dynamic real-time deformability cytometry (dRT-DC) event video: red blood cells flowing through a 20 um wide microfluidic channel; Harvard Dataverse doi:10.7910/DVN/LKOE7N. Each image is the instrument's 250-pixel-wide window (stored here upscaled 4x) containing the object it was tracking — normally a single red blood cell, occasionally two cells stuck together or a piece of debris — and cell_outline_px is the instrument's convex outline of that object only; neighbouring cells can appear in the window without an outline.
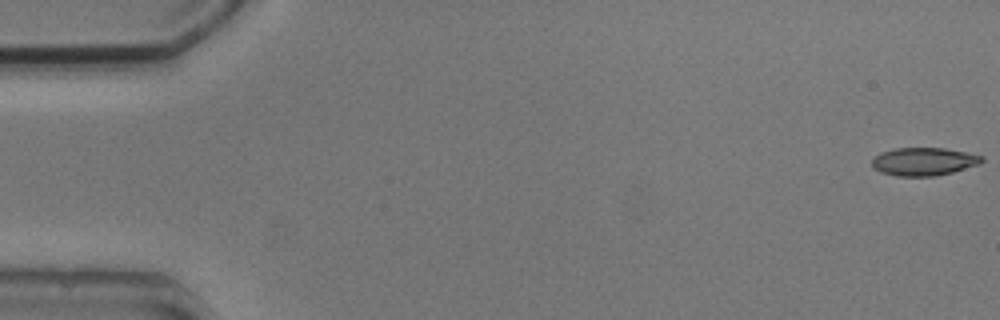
{"species": "common noctule bat (a hibernating species)", "species_latin": "Nyctalus noctula", "temperature_condition": "cold", "stored_images_in_passage": 5, "camera_frame_rate_fps": 3000, "um_per_image_px": 0.085, "animal": {"sex": "male", "body_mass_g": 20.5, "forearm_length_mm": 52.5}, "frame": {"image": 1, "passage_image": 1, "time_ms": 0.0, "image_size_px": [1000, 320], "cell_outline_px": [[984, 160], [980, 164], [952, 172], [936, 176], [896, 176], [880, 172], [872, 168], [872, 160], [880, 152], [896, 148], [944, 148], [984, 156]], "centroid_in_image_um": [78.51, 13.73], "position_along_channel_um": 6.5, "area_um2": 17.98}}
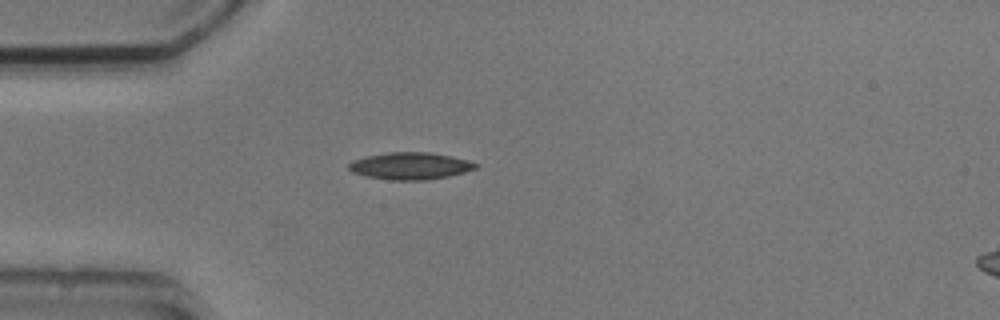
{"frame": {"image": 2, "passage_image": 5, "time_ms": 4.667, "image_size_px": [1000, 320], "cell_outline_px": [[480, 164], [476, 168], [464, 172], [448, 176], [428, 180], [392, 180], [368, 176], [352, 172], [348, 168], [348, 164], [352, 160], [364, 156], [388, 152], [428, 152], [452, 156]], "centroid_in_image_um": [34.86, 14.09], "position_along_channel_um": 50.1, "area_um2": 20.0}}